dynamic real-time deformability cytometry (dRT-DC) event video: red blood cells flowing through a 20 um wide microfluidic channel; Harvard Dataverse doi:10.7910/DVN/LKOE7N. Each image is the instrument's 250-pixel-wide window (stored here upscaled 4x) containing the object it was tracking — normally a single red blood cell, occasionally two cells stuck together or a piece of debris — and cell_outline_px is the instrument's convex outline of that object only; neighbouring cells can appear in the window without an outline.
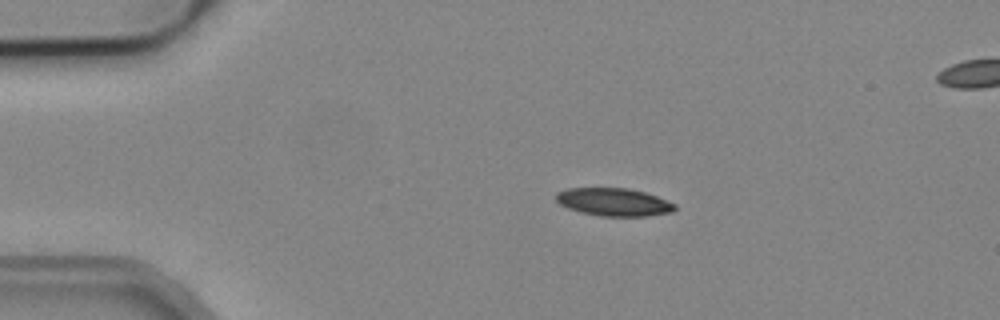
{"species": "common noctule bat (a hibernating species)", "species_latin": "Nyctalus noctula", "temperature_condition": "cold", "stored_images_in_passage": 3, "segment_of_instrument_passage": [1, 2], "camera_frame_rate_fps": 3000, "um_per_image_px": 0.085, "animal": {"sex": "male", "body_mass_g": 19.2, "forearm_length_mm": 51.8}, "frame": {"image": 1, "passage_image": 1, "time_ms": 0.0, "image_size_px": [1000, 320], "cell_outline_px": [[676, 208], [672, 212], [648, 216], [600, 216], [580, 212], [568, 208], [560, 204], [556, 200], [556, 192], [568, 188], [628, 188], [644, 192], [656, 196], [676, 204]], "centroid_in_image_um": [52.16, 17.17], "position_along_channel_um": 32.8, "area_um2": 19.31}}